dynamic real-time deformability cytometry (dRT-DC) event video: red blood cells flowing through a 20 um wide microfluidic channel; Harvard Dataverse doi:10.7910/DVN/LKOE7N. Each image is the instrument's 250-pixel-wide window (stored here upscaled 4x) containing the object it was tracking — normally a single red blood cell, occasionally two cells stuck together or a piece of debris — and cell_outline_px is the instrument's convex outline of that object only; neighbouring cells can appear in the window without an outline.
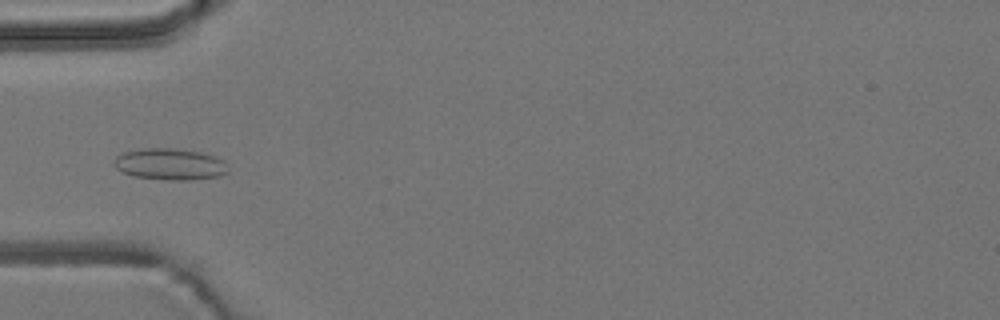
{"species": "common noctule bat (a hibernating species)", "species_latin": "Nyctalus noctula", "temperature_condition": "room temperature", "stored_images_in_passage": 2, "camera_frame_rate_fps": 3000, "um_per_image_px": 0.085, "animal": {"sex": "male", "body_mass_g": 19.2, "forearm_length_mm": 51.8}, "frame": {"image": 1, "passage_image": 2, "time_ms": 2.0, "image_size_px": [1000, 320], "cell_outline_px": [[228, 172], [220, 176], [192, 180], [164, 180], [132, 176], [116, 168], [112, 160], [116, 156], [124, 152], [144, 148], [172, 148], [200, 152], [216, 156], [224, 164]], "centroid_in_image_um": [14.41, 13.96], "position_along_channel_um": 70.6, "area_um2": 20.92}}